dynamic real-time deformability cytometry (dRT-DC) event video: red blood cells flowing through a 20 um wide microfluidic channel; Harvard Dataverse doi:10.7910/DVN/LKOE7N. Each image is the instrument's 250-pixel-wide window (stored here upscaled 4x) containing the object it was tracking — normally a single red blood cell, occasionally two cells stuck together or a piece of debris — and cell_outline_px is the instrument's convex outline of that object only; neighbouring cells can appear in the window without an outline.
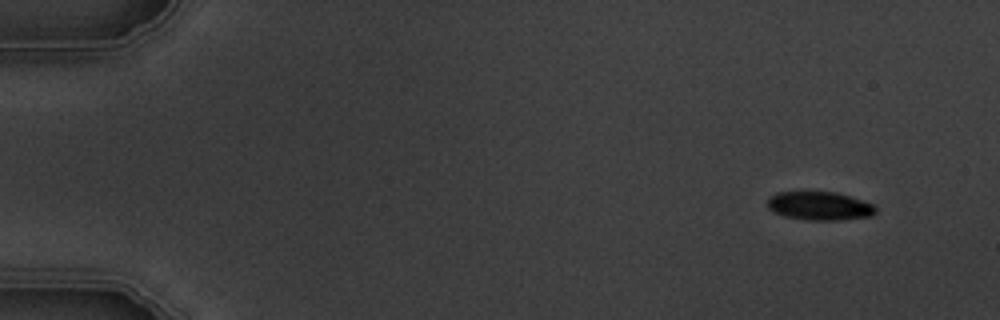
{"species": "common noctule bat (a hibernating species)", "species_latin": "Nyctalus noctula", "temperature_condition": "warm", "stored_images_in_passage": 7, "camera_frame_rate_fps": 3000, "um_per_image_px": 0.085, "animal": {"sex": "male", "body_mass_g": 19.5, "forearm_length_mm": 54.6}, "frame": {"image": 1, "passage_image": 1, "time_ms": 0.0, "image_size_px": [1000, 320], "cell_outline_px": [[876, 212], [872, 216], [836, 220], [812, 220], [784, 216], [768, 208], [768, 196], [776, 192], [800, 188], [836, 192], [876, 204]], "centroid_in_image_um": [69.63, 17.43], "position_along_channel_um": 15.4, "area_um2": 18.84}}
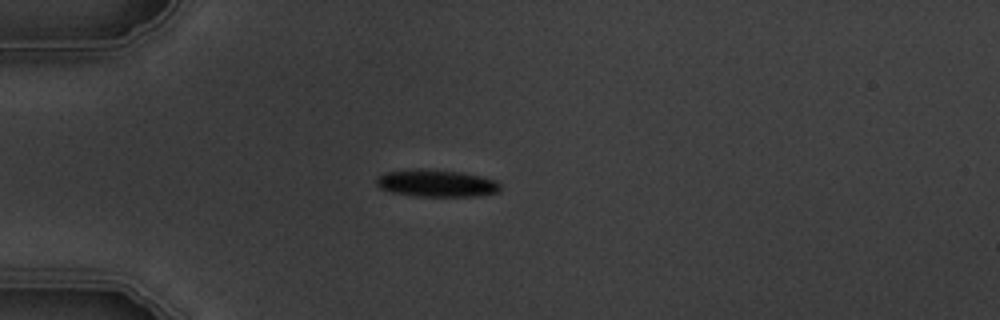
{"frame": {"image": 2, "passage_image": 4, "time_ms": 3.667, "image_size_px": [1000, 320], "cell_outline_px": [[500, 192], [480, 196], [416, 196], [392, 192], [380, 188], [376, 184], [376, 180], [380, 176], [388, 172], [420, 168], [460, 172], [480, 176], [496, 180], [500, 184]], "centroid_in_image_um": [37.14, 15.58], "position_along_channel_um": 47.9, "area_um2": 19.54}}
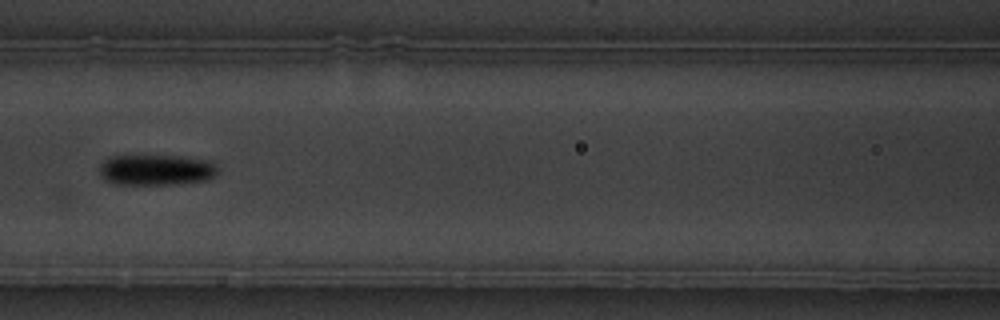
{"frame": {"image": 3, "passage_image": 7, "time_ms": 7.0, "image_size_px": [1000, 320], "cell_outline_px": [[216, 176], [208, 180], [172, 184], [116, 184], [104, 180], [100, 176], [100, 164], [108, 156], [180, 156], [212, 160], [216, 164]], "centroid_in_image_um": [13.28, 14.43], "position_along_channel_um": 153.3, "area_um2": 21.39}}